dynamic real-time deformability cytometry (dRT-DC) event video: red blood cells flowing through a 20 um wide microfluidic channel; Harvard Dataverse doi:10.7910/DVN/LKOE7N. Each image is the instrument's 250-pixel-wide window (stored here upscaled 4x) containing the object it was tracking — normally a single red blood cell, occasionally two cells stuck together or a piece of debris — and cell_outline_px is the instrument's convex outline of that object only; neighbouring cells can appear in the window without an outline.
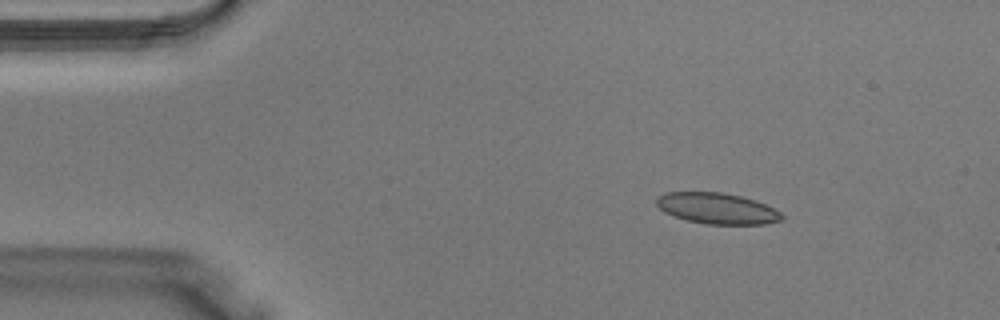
{"species": "Egyptian fruit bat (a non-hibernating species)", "species_latin": "Rousettus aegyptiacus", "temperature_condition": "warm", "stored_images_in_passage": 34, "camera_frame_rate_fps": 3000, "um_per_image_px": 0.085, "animal": {"sex": "male"}, "frame": {"image": 1, "passage_image": 1, "time_ms": 0.0, "image_size_px": [1000, 320], "cell_outline_px": [[784, 220], [764, 224], [704, 224], [688, 220], [664, 212], [656, 204], [656, 196], [664, 192], [720, 192], [740, 196], [764, 204], [780, 212], [784, 216]], "centroid_in_image_um": [60.93, 17.71], "position_along_channel_um": 24.1, "area_um2": 22.48}}
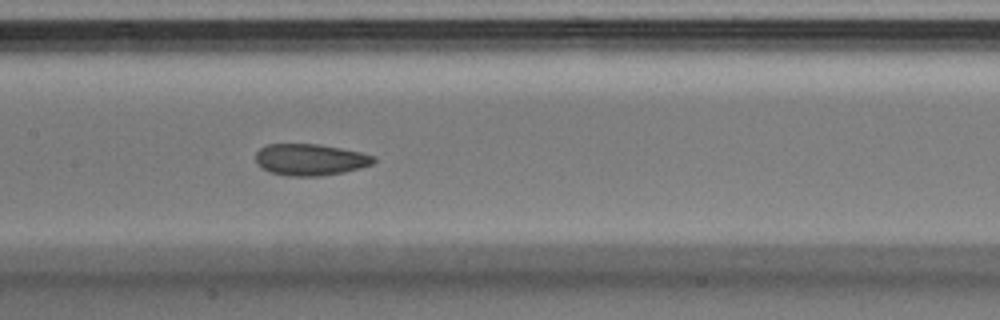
{"frame": {"image": 2, "passage_image": 14, "time_ms": 4.333, "image_size_px": [1000, 320], "cell_outline_px": [[376, 160], [372, 164], [344, 172], [320, 176], [288, 176], [272, 172], [264, 168], [256, 160], [256, 152], [260, 148], [268, 144], [320, 144], [360, 152], [376, 156]], "centroid_in_image_um": [26.4, 13.56], "position_along_channel_um": 181.0, "area_um2": 21.5}}
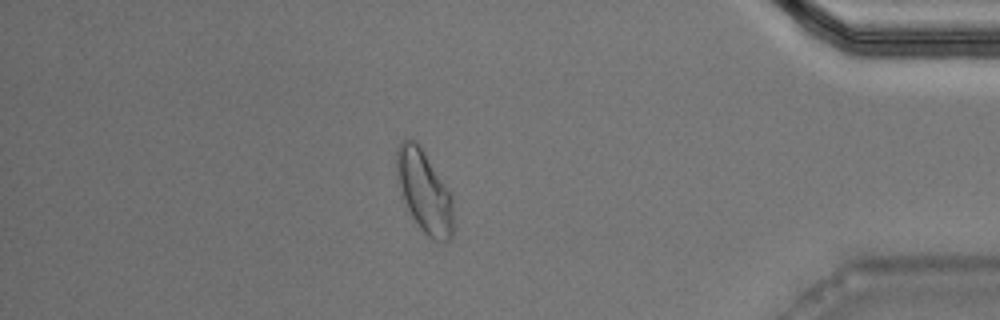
{"frame": {"image": 3, "passage_image": 29, "time_ms": 9.333, "image_size_px": [1000, 320], "cell_outline_px": [[456, 228], [452, 240], [432, 240], [420, 228], [412, 216], [404, 200], [396, 172], [396, 148], [404, 140], [416, 140], [420, 144], [452, 196]], "centroid_in_image_um": [36.12, 16.31], "position_along_channel_um": 399.1, "area_um2": 27.34}}